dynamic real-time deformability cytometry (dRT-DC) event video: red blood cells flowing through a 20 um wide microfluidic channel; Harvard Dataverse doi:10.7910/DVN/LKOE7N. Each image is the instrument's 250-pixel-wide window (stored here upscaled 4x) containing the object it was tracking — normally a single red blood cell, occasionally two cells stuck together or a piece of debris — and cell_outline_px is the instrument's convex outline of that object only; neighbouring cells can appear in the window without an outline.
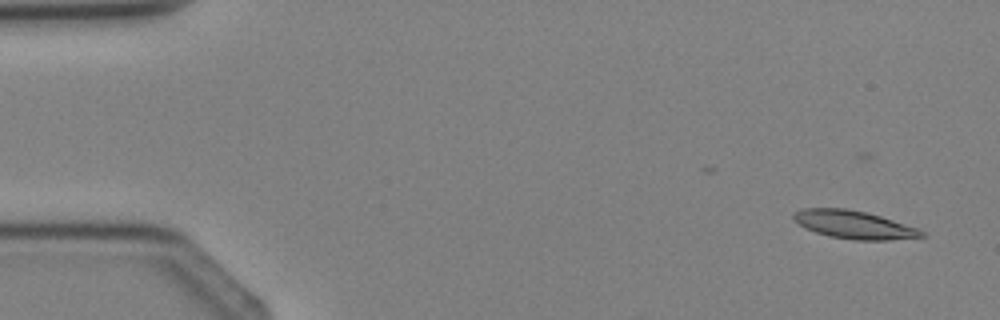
{"species": "Egyptian fruit bat (a non-hibernating species)", "species_latin": "Rousettus aegyptiacus", "temperature_condition": "cold", "stored_images_in_passage": 4, "camera_frame_rate_fps": 3000, "um_per_image_px": 0.085, "animal": {"sex": "female"}, "frame": {"image": 1, "passage_image": 2, "time_ms": 1.333, "image_size_px": [1000, 320], "cell_outline_px": [[928, 236], [888, 240], [856, 240], [828, 236], [804, 228], [792, 216], [792, 212], [800, 208], [848, 208], [880, 216], [916, 228], [924, 232]], "centroid_in_image_um": [72.55, 19.09], "position_along_channel_um": 12.5, "area_um2": 20.81}}